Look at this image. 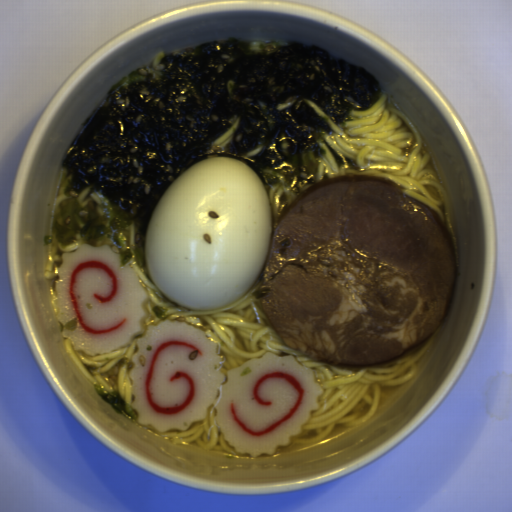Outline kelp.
Returning a JSON list of instances; mask_svg holds the SVG:
<instances>
[{"label": "kelp", "mask_w": 512, "mask_h": 512, "mask_svg": "<svg viewBox=\"0 0 512 512\" xmlns=\"http://www.w3.org/2000/svg\"><path fill=\"white\" fill-rule=\"evenodd\" d=\"M365 68L319 45L218 39L131 71L87 116L61 166L65 198L43 243L107 245L120 263H146L151 217L170 187L209 157L244 163L263 185L298 196L318 183L327 140L382 96ZM240 120L223 148L213 142Z\"/></svg>", "instance_id": "99668d17"}, {"label": "kelp", "mask_w": 512, "mask_h": 512, "mask_svg": "<svg viewBox=\"0 0 512 512\" xmlns=\"http://www.w3.org/2000/svg\"><path fill=\"white\" fill-rule=\"evenodd\" d=\"M94 388L95 392L119 415L129 418L132 422H138L132 404L127 403L119 391L101 387L96 383Z\"/></svg>", "instance_id": "cf089659"}]
</instances>
